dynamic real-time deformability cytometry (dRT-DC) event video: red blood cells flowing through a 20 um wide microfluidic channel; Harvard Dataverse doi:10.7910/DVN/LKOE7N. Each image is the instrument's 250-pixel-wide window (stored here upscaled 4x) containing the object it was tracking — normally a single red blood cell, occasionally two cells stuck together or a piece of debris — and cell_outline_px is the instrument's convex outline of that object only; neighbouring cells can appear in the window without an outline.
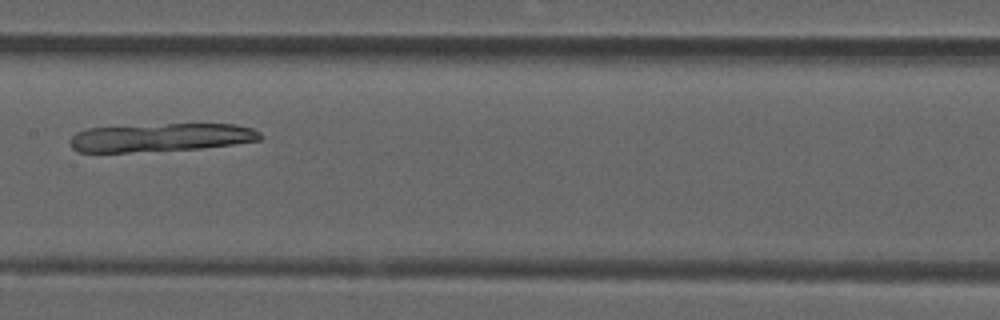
{"species": "common noctule bat (a hibernating species)", "species_latin": "Nyctalus noctula", "temperature_condition": "room temperature", "stored_images_in_passage": 7, "camera_frame_rate_fps": 3000, "um_per_image_px": 0.085, "animal": {"sex": "male", "forearm_length_mm": 52.5}, "frame": {"image": 1, "passage_image": 7, "time_ms": 2.0, "image_size_px": [1000, 320], "cell_outline_px": [[264, 136], [260, 140], [232, 144], [200, 148], [128, 152], [80, 152], [72, 148], [68, 144], [68, 140], [76, 132], [88, 128], [168, 124], [236, 124], [252, 128], [260, 132]], "centroid_in_image_um": [13.66, 11.68], "position_along_channel_um": 193.7, "area_um2": 31.27}}